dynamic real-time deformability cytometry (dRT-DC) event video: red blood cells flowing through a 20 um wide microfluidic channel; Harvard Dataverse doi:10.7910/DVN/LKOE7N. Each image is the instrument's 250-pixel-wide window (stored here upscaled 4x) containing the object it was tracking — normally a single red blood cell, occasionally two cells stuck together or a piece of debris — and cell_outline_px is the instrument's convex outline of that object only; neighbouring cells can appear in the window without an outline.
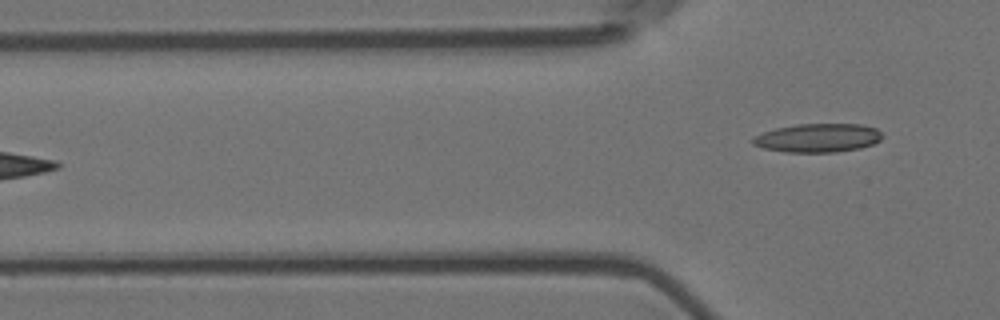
{"species": "Egyptian fruit bat (a non-hibernating species)", "species_latin": "Rousettus aegyptiacus", "temperature_condition": "room temperature", "stored_images_in_passage": 6, "camera_frame_rate_fps": 3000, "um_per_image_px": 0.085, "animal": {"sex": "female"}, "frame": {"image": 1, "passage_image": 6, "time_ms": 1.667, "image_size_px": [1000, 320], "cell_outline_px": [[884, 136], [880, 140], [872, 144], [860, 148], [836, 152], [788, 152], [764, 148], [752, 144], [752, 136], [776, 128], [796, 124], [860, 124], [876, 128]], "centroid_in_image_um": [69.52, 11.72], "position_along_channel_um": 56.3, "area_um2": 21.62}}